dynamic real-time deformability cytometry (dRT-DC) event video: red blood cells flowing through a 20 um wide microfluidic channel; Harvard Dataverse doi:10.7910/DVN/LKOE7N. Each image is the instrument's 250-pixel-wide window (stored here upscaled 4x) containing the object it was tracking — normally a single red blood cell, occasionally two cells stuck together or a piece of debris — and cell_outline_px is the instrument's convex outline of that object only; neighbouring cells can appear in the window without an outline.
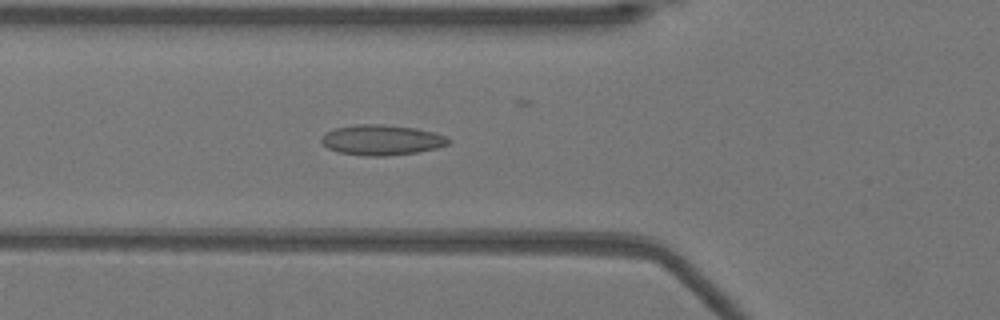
{"species": "Egyptian fruit bat (a non-hibernating species)", "species_latin": "Rousettus aegyptiacus", "temperature_condition": "warm", "stored_images_in_passage": 52, "segment_of_instrument_passage": [1, 2], "camera_frame_rate_fps": 3000, "um_per_image_px": 0.085, "animal": {"sex": "female"}, "frame": {"image": 1, "passage_image": 18, "time_ms": 5.667, "image_size_px": [1000, 320], "cell_outline_px": [[452, 140], [448, 144], [436, 148], [416, 152], [384, 156], [364, 156], [340, 152], [328, 148], [320, 140], [320, 136], [332, 128], [356, 124], [384, 124], [416, 128], [448, 136]], "centroid_in_image_um": [32.43, 11.88], "position_along_channel_um": 93.4, "area_um2": 22.6}}
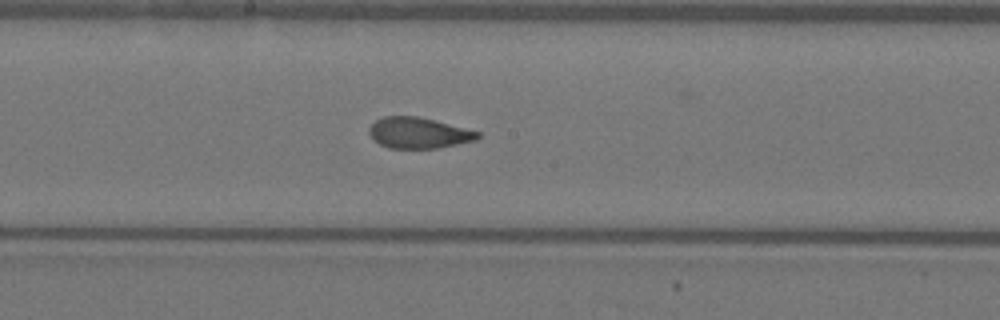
{"frame": {"image": 2, "passage_image": 27, "time_ms": 8.667, "image_size_px": [1000, 320], "cell_outline_px": [[480, 136], [476, 140], [436, 148], [388, 148], [372, 140], [368, 132], [368, 128], [376, 120], [384, 116], [416, 116], [480, 132]], "centroid_in_image_um": [35.52, 11.3], "position_along_channel_um": 212.7, "area_um2": 19.36}}
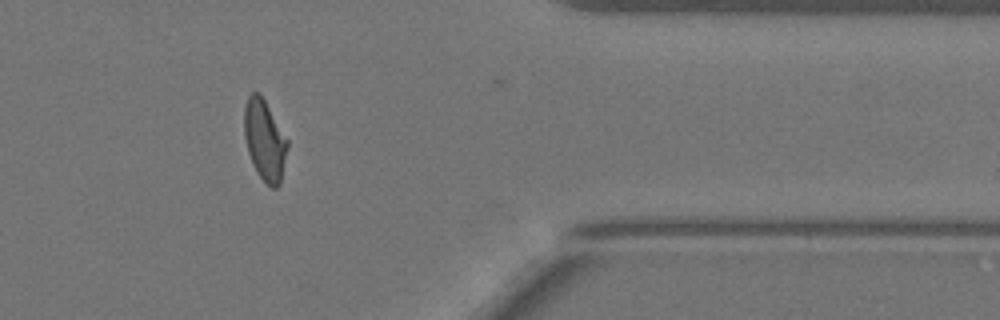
{"frame": {"image": 3, "passage_image": 42, "time_ms": 13.667, "image_size_px": [1000, 320], "cell_outline_px": [[288, 148], [280, 184], [276, 188], [272, 188], [256, 172], [252, 164], [248, 152], [244, 136], [244, 108], [248, 96], [252, 92], [260, 92], [288, 140]], "centroid_in_image_um": [22.49, 11.9], "position_along_channel_um": 388.9, "area_um2": 20.35}}